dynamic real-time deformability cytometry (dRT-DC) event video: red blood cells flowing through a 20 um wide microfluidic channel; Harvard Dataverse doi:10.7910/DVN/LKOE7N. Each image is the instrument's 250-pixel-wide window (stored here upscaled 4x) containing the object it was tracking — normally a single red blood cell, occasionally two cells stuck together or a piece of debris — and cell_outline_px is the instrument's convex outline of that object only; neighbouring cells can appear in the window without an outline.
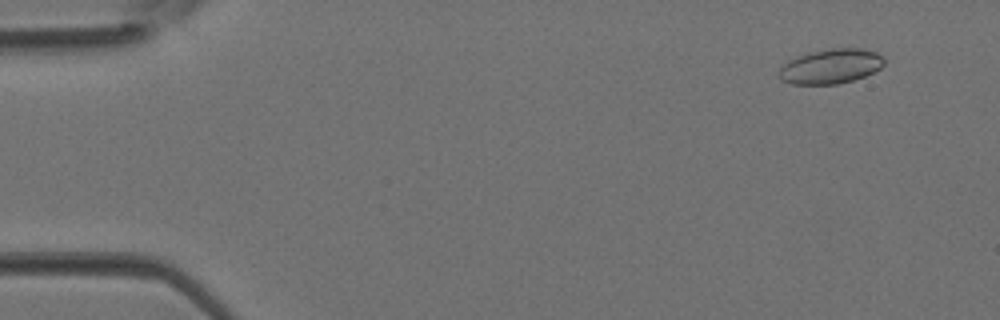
{"species": "Egyptian fruit bat (a non-hibernating species)", "species_latin": "Rousettus aegyptiacus", "temperature_condition": "room temperature", "stored_images_in_passage": 4, "camera_frame_rate_fps": 3000, "um_per_image_px": 0.085, "animal": {"sex": "female"}, "frame": {"image": 1, "passage_image": 2, "time_ms": 0.333, "image_size_px": [1000, 320], "cell_outline_px": [[884, 64], [880, 68], [864, 76], [852, 80], [836, 84], [792, 84], [784, 80], [780, 76], [780, 68], [788, 60], [808, 52], [828, 48], [864, 48], [876, 52], [884, 56]], "centroid_in_image_um": [70.64, 5.61], "position_along_channel_um": 14.4, "area_um2": 21.21}}